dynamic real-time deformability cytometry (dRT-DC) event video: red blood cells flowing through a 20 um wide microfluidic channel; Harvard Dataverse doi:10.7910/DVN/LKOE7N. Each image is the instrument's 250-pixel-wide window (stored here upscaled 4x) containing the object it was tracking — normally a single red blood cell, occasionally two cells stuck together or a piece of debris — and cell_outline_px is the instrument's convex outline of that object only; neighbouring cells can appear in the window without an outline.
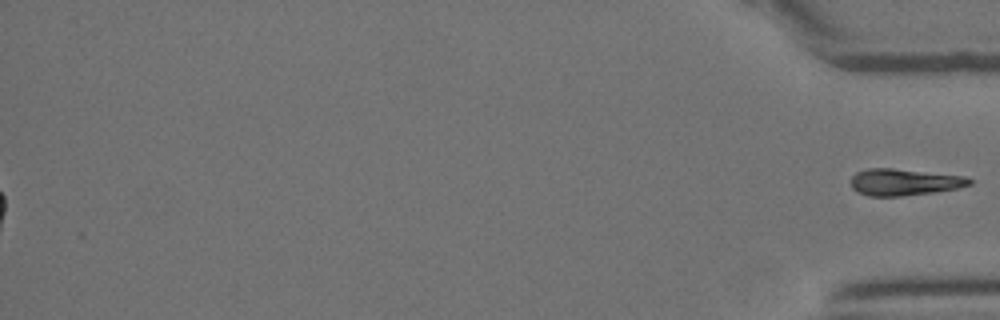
{"species": "Egyptian fruit bat (a non-hibernating species)", "species_latin": "Rousettus aegyptiacus", "temperature_condition": "room temperature", "stored_images_in_passage": 37, "segment_of_instrument_passage": [2, 2], "camera_frame_rate_fps": 3000, "um_per_image_px": 0.085, "animal": {"sex": "female"}, "frame": {"image": 1, "passage_image": 37, "time_ms": 12.0, "image_size_px": [1000, 320], "cell_outline_px": [[972, 184], [956, 188], [932, 192], [900, 196], [868, 196], [856, 192], [852, 188], [852, 176], [856, 172], [868, 168], [892, 168], [968, 176], [972, 180]], "centroid_in_image_um": [76.85, 15.47], "position_along_channel_um": 358.4, "area_um2": 18.44}}